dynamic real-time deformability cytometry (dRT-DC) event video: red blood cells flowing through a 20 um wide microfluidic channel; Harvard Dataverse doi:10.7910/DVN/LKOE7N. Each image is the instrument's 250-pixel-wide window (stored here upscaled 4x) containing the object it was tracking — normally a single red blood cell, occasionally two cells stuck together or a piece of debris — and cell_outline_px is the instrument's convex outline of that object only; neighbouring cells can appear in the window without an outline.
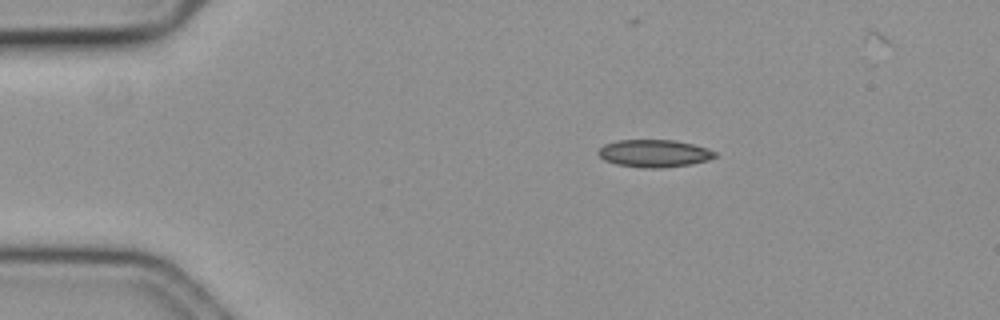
{"species": "common noctule bat (a hibernating species)", "species_latin": "Nyctalus noctula", "temperature_condition": "cold", "stored_images_in_passage": 42, "camera_frame_rate_fps": 3000, "um_per_image_px": 0.085, "animal": {"sex": "female", "body_mass_g": 19.3, "forearm_length_mm": 54.1}, "frame": {"image": 1, "passage_image": 1, "time_ms": 0.0, "image_size_px": [1000, 320], "cell_outline_px": [[716, 156], [708, 160], [692, 164], [660, 168], [648, 168], [616, 164], [604, 160], [596, 152], [604, 144], [616, 140], [676, 140], [708, 148], [716, 152]], "centroid_in_image_um": [55.6, 13.03], "position_along_channel_um": 29.4, "area_um2": 18.73}}
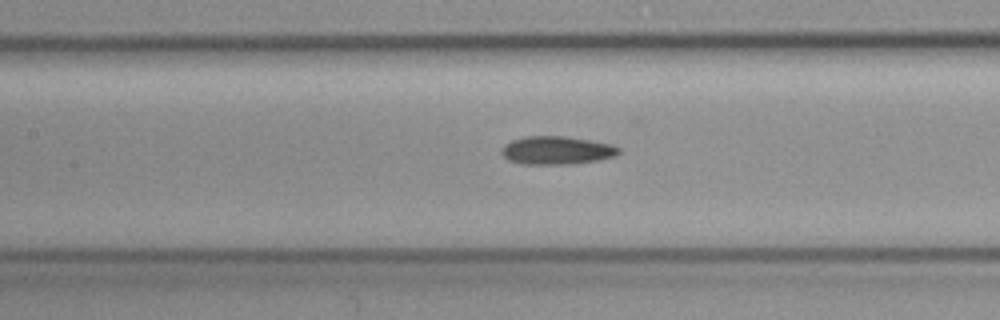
{"frame": {"image": 2, "passage_image": 17, "time_ms": 5.333, "image_size_px": [1000, 320], "cell_outline_px": [[620, 152], [616, 156], [576, 164], [520, 164], [508, 160], [500, 152], [504, 144], [512, 140], [524, 136], [564, 136], [612, 144], [620, 148]], "centroid_in_image_um": [47.3, 12.78], "position_along_channel_um": 160.1, "area_um2": 19.36}}
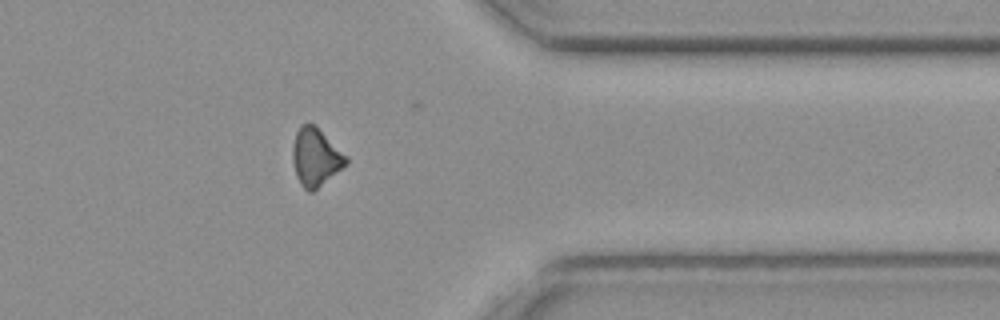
{"frame": {"image": 3, "passage_image": 37, "time_ms": 12.0, "image_size_px": [1000, 320], "cell_outline_px": [[348, 164], [312, 192], [308, 192], [300, 184], [296, 176], [292, 160], [292, 148], [296, 132], [304, 124], [312, 124], [348, 156]], "centroid_in_image_um": [26.83, 13.4], "position_along_channel_um": 384.6, "area_um2": 17.74}}